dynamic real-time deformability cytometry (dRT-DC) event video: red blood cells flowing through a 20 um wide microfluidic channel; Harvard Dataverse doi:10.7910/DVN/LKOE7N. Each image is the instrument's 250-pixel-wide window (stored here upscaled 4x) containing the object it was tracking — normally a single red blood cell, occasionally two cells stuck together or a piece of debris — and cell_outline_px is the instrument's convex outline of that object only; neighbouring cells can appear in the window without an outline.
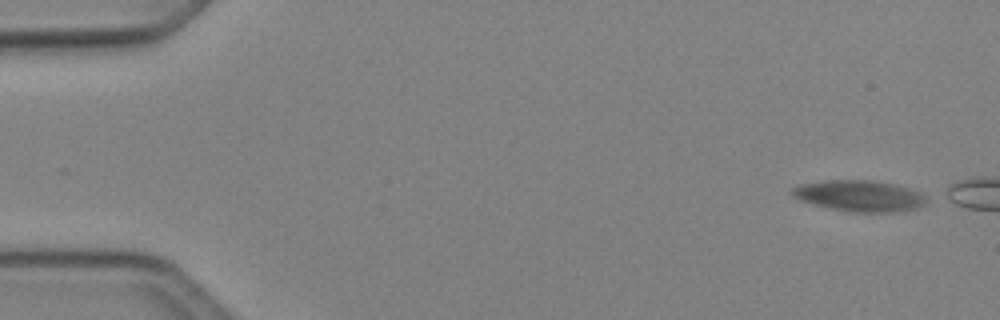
{"species": "Egyptian fruit bat (a non-hibernating species)", "species_latin": "Rousettus aegyptiacus", "temperature_condition": "cold", "stored_images_in_passage": 6, "camera_frame_rate_fps": 3000, "um_per_image_px": 0.085, "animal": {"sex": "female"}, "frame": {"image": 1, "passage_image": 1, "time_ms": 0.0, "image_size_px": [1000, 320], "cell_outline_px": [[928, 200], [920, 208], [904, 212], [848, 212], [816, 204], [792, 196], [792, 188], [804, 184], [828, 180], [868, 180], [892, 184], [908, 188], [920, 192]], "centroid_in_image_um": [73.15, 16.66], "position_along_channel_um": 11.9, "area_um2": 24.04}}